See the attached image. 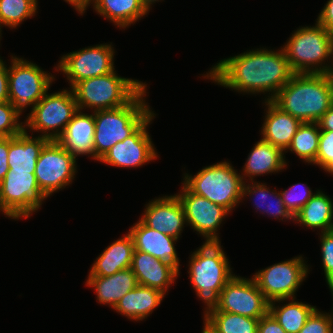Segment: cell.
<instances>
[{
    "label": "cell",
    "instance_id": "obj_1",
    "mask_svg": "<svg viewBox=\"0 0 333 333\" xmlns=\"http://www.w3.org/2000/svg\"><path fill=\"white\" fill-rule=\"evenodd\" d=\"M294 72L291 70L286 54L269 50H256L220 61L210 71V78L222 86L248 92H267L274 94L288 83Z\"/></svg>",
    "mask_w": 333,
    "mask_h": 333
},
{
    "label": "cell",
    "instance_id": "obj_2",
    "mask_svg": "<svg viewBox=\"0 0 333 333\" xmlns=\"http://www.w3.org/2000/svg\"><path fill=\"white\" fill-rule=\"evenodd\" d=\"M304 122H317L333 105V77L328 73H294L270 100Z\"/></svg>",
    "mask_w": 333,
    "mask_h": 333
},
{
    "label": "cell",
    "instance_id": "obj_3",
    "mask_svg": "<svg viewBox=\"0 0 333 333\" xmlns=\"http://www.w3.org/2000/svg\"><path fill=\"white\" fill-rule=\"evenodd\" d=\"M145 86L126 104L94 113V151L98 161L118 142L132 135L153 113L143 102Z\"/></svg>",
    "mask_w": 333,
    "mask_h": 333
},
{
    "label": "cell",
    "instance_id": "obj_4",
    "mask_svg": "<svg viewBox=\"0 0 333 333\" xmlns=\"http://www.w3.org/2000/svg\"><path fill=\"white\" fill-rule=\"evenodd\" d=\"M190 279L196 294L207 304L206 315L216 310L221 290L234 276L219 242H206L191 258Z\"/></svg>",
    "mask_w": 333,
    "mask_h": 333
},
{
    "label": "cell",
    "instance_id": "obj_5",
    "mask_svg": "<svg viewBox=\"0 0 333 333\" xmlns=\"http://www.w3.org/2000/svg\"><path fill=\"white\" fill-rule=\"evenodd\" d=\"M144 86L146 85L138 80L121 78L113 71L82 80L72 90L78 110L88 106L96 107L97 111L126 105Z\"/></svg>",
    "mask_w": 333,
    "mask_h": 333
},
{
    "label": "cell",
    "instance_id": "obj_6",
    "mask_svg": "<svg viewBox=\"0 0 333 333\" xmlns=\"http://www.w3.org/2000/svg\"><path fill=\"white\" fill-rule=\"evenodd\" d=\"M283 50L294 73H332L333 69L327 66L311 69L333 54V35L318 21L315 27L297 30Z\"/></svg>",
    "mask_w": 333,
    "mask_h": 333
},
{
    "label": "cell",
    "instance_id": "obj_7",
    "mask_svg": "<svg viewBox=\"0 0 333 333\" xmlns=\"http://www.w3.org/2000/svg\"><path fill=\"white\" fill-rule=\"evenodd\" d=\"M184 185L194 194L221 205L228 211L242 198L243 176L227 162L203 168L194 177L185 176Z\"/></svg>",
    "mask_w": 333,
    "mask_h": 333
},
{
    "label": "cell",
    "instance_id": "obj_8",
    "mask_svg": "<svg viewBox=\"0 0 333 333\" xmlns=\"http://www.w3.org/2000/svg\"><path fill=\"white\" fill-rule=\"evenodd\" d=\"M45 198L34 173L9 170L0 182V210L9 217H29Z\"/></svg>",
    "mask_w": 333,
    "mask_h": 333
},
{
    "label": "cell",
    "instance_id": "obj_9",
    "mask_svg": "<svg viewBox=\"0 0 333 333\" xmlns=\"http://www.w3.org/2000/svg\"><path fill=\"white\" fill-rule=\"evenodd\" d=\"M52 79L37 65L13 57L8 69L9 102L19 114L27 105L34 107L47 93Z\"/></svg>",
    "mask_w": 333,
    "mask_h": 333
},
{
    "label": "cell",
    "instance_id": "obj_10",
    "mask_svg": "<svg viewBox=\"0 0 333 333\" xmlns=\"http://www.w3.org/2000/svg\"><path fill=\"white\" fill-rule=\"evenodd\" d=\"M75 159L57 140H49L44 145L34 174L41 192L46 197L72 181L76 170Z\"/></svg>",
    "mask_w": 333,
    "mask_h": 333
},
{
    "label": "cell",
    "instance_id": "obj_11",
    "mask_svg": "<svg viewBox=\"0 0 333 333\" xmlns=\"http://www.w3.org/2000/svg\"><path fill=\"white\" fill-rule=\"evenodd\" d=\"M78 111L76 98L73 90H67L48 95L47 93L32 108L31 114L26 120V126L31 129L42 130L45 133L49 130L61 127L60 132L46 133L43 136L49 140H56L64 131L67 124L72 120Z\"/></svg>",
    "mask_w": 333,
    "mask_h": 333
},
{
    "label": "cell",
    "instance_id": "obj_12",
    "mask_svg": "<svg viewBox=\"0 0 333 333\" xmlns=\"http://www.w3.org/2000/svg\"><path fill=\"white\" fill-rule=\"evenodd\" d=\"M306 266L301 257H296L259 271L253 279L269 303L282 301L293 297L306 277Z\"/></svg>",
    "mask_w": 333,
    "mask_h": 333
},
{
    "label": "cell",
    "instance_id": "obj_13",
    "mask_svg": "<svg viewBox=\"0 0 333 333\" xmlns=\"http://www.w3.org/2000/svg\"><path fill=\"white\" fill-rule=\"evenodd\" d=\"M216 310L260 319L268 313L269 302L254 279L233 276L221 290Z\"/></svg>",
    "mask_w": 333,
    "mask_h": 333
},
{
    "label": "cell",
    "instance_id": "obj_14",
    "mask_svg": "<svg viewBox=\"0 0 333 333\" xmlns=\"http://www.w3.org/2000/svg\"><path fill=\"white\" fill-rule=\"evenodd\" d=\"M111 45H99L72 52L62 57L59 69L67 74L71 88L78 82L114 71Z\"/></svg>",
    "mask_w": 333,
    "mask_h": 333
},
{
    "label": "cell",
    "instance_id": "obj_15",
    "mask_svg": "<svg viewBox=\"0 0 333 333\" xmlns=\"http://www.w3.org/2000/svg\"><path fill=\"white\" fill-rule=\"evenodd\" d=\"M182 190L183 194L177 197L183 205L186 222L205 236L206 242H219L215 231L229 211L221 205L192 193L185 185Z\"/></svg>",
    "mask_w": 333,
    "mask_h": 333
},
{
    "label": "cell",
    "instance_id": "obj_16",
    "mask_svg": "<svg viewBox=\"0 0 333 333\" xmlns=\"http://www.w3.org/2000/svg\"><path fill=\"white\" fill-rule=\"evenodd\" d=\"M153 116L154 114L124 141L111 147L99 161L119 167H136L156 158L155 150L146 130Z\"/></svg>",
    "mask_w": 333,
    "mask_h": 333
},
{
    "label": "cell",
    "instance_id": "obj_17",
    "mask_svg": "<svg viewBox=\"0 0 333 333\" xmlns=\"http://www.w3.org/2000/svg\"><path fill=\"white\" fill-rule=\"evenodd\" d=\"M141 221L151 229L178 239L186 217L180 199L174 195L149 203Z\"/></svg>",
    "mask_w": 333,
    "mask_h": 333
},
{
    "label": "cell",
    "instance_id": "obj_18",
    "mask_svg": "<svg viewBox=\"0 0 333 333\" xmlns=\"http://www.w3.org/2000/svg\"><path fill=\"white\" fill-rule=\"evenodd\" d=\"M131 269L139 285L151 287L164 294L179 272L173 265L138 250L133 252Z\"/></svg>",
    "mask_w": 333,
    "mask_h": 333
},
{
    "label": "cell",
    "instance_id": "obj_19",
    "mask_svg": "<svg viewBox=\"0 0 333 333\" xmlns=\"http://www.w3.org/2000/svg\"><path fill=\"white\" fill-rule=\"evenodd\" d=\"M129 234L135 250L146 252L158 260L165 261L179 271V260L174 247L176 238L151 229L141 220L131 227Z\"/></svg>",
    "mask_w": 333,
    "mask_h": 333
},
{
    "label": "cell",
    "instance_id": "obj_20",
    "mask_svg": "<svg viewBox=\"0 0 333 333\" xmlns=\"http://www.w3.org/2000/svg\"><path fill=\"white\" fill-rule=\"evenodd\" d=\"M94 133V115L82 114L78 110L56 140L75 157L90 154L95 159Z\"/></svg>",
    "mask_w": 333,
    "mask_h": 333
},
{
    "label": "cell",
    "instance_id": "obj_21",
    "mask_svg": "<svg viewBox=\"0 0 333 333\" xmlns=\"http://www.w3.org/2000/svg\"><path fill=\"white\" fill-rule=\"evenodd\" d=\"M48 141L43 135L32 139L25 129L9 137V170L34 173L40 152Z\"/></svg>",
    "mask_w": 333,
    "mask_h": 333
},
{
    "label": "cell",
    "instance_id": "obj_22",
    "mask_svg": "<svg viewBox=\"0 0 333 333\" xmlns=\"http://www.w3.org/2000/svg\"><path fill=\"white\" fill-rule=\"evenodd\" d=\"M265 103H267L268 111L262 130V140L279 147L283 151L287 150L302 122L280 110L270 100Z\"/></svg>",
    "mask_w": 333,
    "mask_h": 333
},
{
    "label": "cell",
    "instance_id": "obj_23",
    "mask_svg": "<svg viewBox=\"0 0 333 333\" xmlns=\"http://www.w3.org/2000/svg\"><path fill=\"white\" fill-rule=\"evenodd\" d=\"M87 285L95 287L100 303H109L114 308L125 294L139 284L132 269L128 268L111 276H89Z\"/></svg>",
    "mask_w": 333,
    "mask_h": 333
},
{
    "label": "cell",
    "instance_id": "obj_24",
    "mask_svg": "<svg viewBox=\"0 0 333 333\" xmlns=\"http://www.w3.org/2000/svg\"><path fill=\"white\" fill-rule=\"evenodd\" d=\"M134 250L132 237L128 233L104 250L91 267L89 276H111L131 268Z\"/></svg>",
    "mask_w": 333,
    "mask_h": 333
},
{
    "label": "cell",
    "instance_id": "obj_25",
    "mask_svg": "<svg viewBox=\"0 0 333 333\" xmlns=\"http://www.w3.org/2000/svg\"><path fill=\"white\" fill-rule=\"evenodd\" d=\"M164 293L151 287L138 285L125 294L114 309L130 319L142 320L162 301Z\"/></svg>",
    "mask_w": 333,
    "mask_h": 333
},
{
    "label": "cell",
    "instance_id": "obj_26",
    "mask_svg": "<svg viewBox=\"0 0 333 333\" xmlns=\"http://www.w3.org/2000/svg\"><path fill=\"white\" fill-rule=\"evenodd\" d=\"M294 219L300 224L311 228H321L323 231L333 230V203L325 194L317 191L301 208Z\"/></svg>",
    "mask_w": 333,
    "mask_h": 333
},
{
    "label": "cell",
    "instance_id": "obj_27",
    "mask_svg": "<svg viewBox=\"0 0 333 333\" xmlns=\"http://www.w3.org/2000/svg\"><path fill=\"white\" fill-rule=\"evenodd\" d=\"M284 161L282 149L261 139L252 149L244 172L253 177L257 174L279 171L286 166Z\"/></svg>",
    "mask_w": 333,
    "mask_h": 333
},
{
    "label": "cell",
    "instance_id": "obj_28",
    "mask_svg": "<svg viewBox=\"0 0 333 333\" xmlns=\"http://www.w3.org/2000/svg\"><path fill=\"white\" fill-rule=\"evenodd\" d=\"M93 2L99 14L120 27H126L147 14L140 0H94Z\"/></svg>",
    "mask_w": 333,
    "mask_h": 333
},
{
    "label": "cell",
    "instance_id": "obj_29",
    "mask_svg": "<svg viewBox=\"0 0 333 333\" xmlns=\"http://www.w3.org/2000/svg\"><path fill=\"white\" fill-rule=\"evenodd\" d=\"M259 319L214 310L205 315V326L213 333H257Z\"/></svg>",
    "mask_w": 333,
    "mask_h": 333
},
{
    "label": "cell",
    "instance_id": "obj_30",
    "mask_svg": "<svg viewBox=\"0 0 333 333\" xmlns=\"http://www.w3.org/2000/svg\"><path fill=\"white\" fill-rule=\"evenodd\" d=\"M273 301L269 303V313L277 320L286 333H298L305 325L306 320L316 309L302 302H290L283 307H274Z\"/></svg>",
    "mask_w": 333,
    "mask_h": 333
},
{
    "label": "cell",
    "instance_id": "obj_31",
    "mask_svg": "<svg viewBox=\"0 0 333 333\" xmlns=\"http://www.w3.org/2000/svg\"><path fill=\"white\" fill-rule=\"evenodd\" d=\"M318 127V128H317ZM317 122L302 123L293 136L287 149L294 151L306 162L314 163L319 148L320 132Z\"/></svg>",
    "mask_w": 333,
    "mask_h": 333
},
{
    "label": "cell",
    "instance_id": "obj_32",
    "mask_svg": "<svg viewBox=\"0 0 333 333\" xmlns=\"http://www.w3.org/2000/svg\"><path fill=\"white\" fill-rule=\"evenodd\" d=\"M36 0H0V23L16 27L36 12Z\"/></svg>",
    "mask_w": 333,
    "mask_h": 333
},
{
    "label": "cell",
    "instance_id": "obj_33",
    "mask_svg": "<svg viewBox=\"0 0 333 333\" xmlns=\"http://www.w3.org/2000/svg\"><path fill=\"white\" fill-rule=\"evenodd\" d=\"M253 185L254 186H252V188H251V186H249V185L246 186L243 183L242 197H244V195H247V193H249V195H250V193H252V195H253V193H255L257 195L259 194L258 197L261 198V199H263V203H264L265 202V200H264L265 198H267L268 196L274 195L273 192L270 195V193H269L270 191H268V189L266 188L265 185L255 184V183ZM251 189H253V190H251ZM274 197L277 200L276 204L274 202L273 203L275 205L272 204V203L271 204H267V205L265 204L266 208L268 209V210L266 209V212L270 213L271 215H274V217H276V218H278L279 216H282L283 218H287V219H292L293 218L294 219V216L289 212V210L284 205V202L282 201V197H281L280 193H277V195H274ZM259 202H260V200H259ZM255 205H257L256 206L257 208H260V205H258V204H255ZM274 206L276 207L275 208L276 212L275 211L269 212V210L271 208H274Z\"/></svg>",
    "mask_w": 333,
    "mask_h": 333
},
{
    "label": "cell",
    "instance_id": "obj_34",
    "mask_svg": "<svg viewBox=\"0 0 333 333\" xmlns=\"http://www.w3.org/2000/svg\"><path fill=\"white\" fill-rule=\"evenodd\" d=\"M19 116L11 102H0V137H13L25 129L17 123Z\"/></svg>",
    "mask_w": 333,
    "mask_h": 333
},
{
    "label": "cell",
    "instance_id": "obj_35",
    "mask_svg": "<svg viewBox=\"0 0 333 333\" xmlns=\"http://www.w3.org/2000/svg\"><path fill=\"white\" fill-rule=\"evenodd\" d=\"M299 184H295L291 186L290 192L288 190H284L280 193L282 197V201L284 202V205L289 210V212L295 217L296 214L301 210V208L311 199V197L314 195L312 194L311 190L307 188L304 191L301 190L300 193L298 189ZM298 187V188H297Z\"/></svg>",
    "mask_w": 333,
    "mask_h": 333
},
{
    "label": "cell",
    "instance_id": "obj_36",
    "mask_svg": "<svg viewBox=\"0 0 333 333\" xmlns=\"http://www.w3.org/2000/svg\"><path fill=\"white\" fill-rule=\"evenodd\" d=\"M315 164L333 174V131H321Z\"/></svg>",
    "mask_w": 333,
    "mask_h": 333
},
{
    "label": "cell",
    "instance_id": "obj_37",
    "mask_svg": "<svg viewBox=\"0 0 333 333\" xmlns=\"http://www.w3.org/2000/svg\"><path fill=\"white\" fill-rule=\"evenodd\" d=\"M298 333H333V316L322 314L315 309Z\"/></svg>",
    "mask_w": 333,
    "mask_h": 333
},
{
    "label": "cell",
    "instance_id": "obj_38",
    "mask_svg": "<svg viewBox=\"0 0 333 333\" xmlns=\"http://www.w3.org/2000/svg\"><path fill=\"white\" fill-rule=\"evenodd\" d=\"M321 240L325 277L333 294V230L322 232Z\"/></svg>",
    "mask_w": 333,
    "mask_h": 333
},
{
    "label": "cell",
    "instance_id": "obj_39",
    "mask_svg": "<svg viewBox=\"0 0 333 333\" xmlns=\"http://www.w3.org/2000/svg\"><path fill=\"white\" fill-rule=\"evenodd\" d=\"M257 333H286L277 320L268 312L258 322Z\"/></svg>",
    "mask_w": 333,
    "mask_h": 333
},
{
    "label": "cell",
    "instance_id": "obj_40",
    "mask_svg": "<svg viewBox=\"0 0 333 333\" xmlns=\"http://www.w3.org/2000/svg\"><path fill=\"white\" fill-rule=\"evenodd\" d=\"M9 137H0V182L9 171Z\"/></svg>",
    "mask_w": 333,
    "mask_h": 333
},
{
    "label": "cell",
    "instance_id": "obj_41",
    "mask_svg": "<svg viewBox=\"0 0 333 333\" xmlns=\"http://www.w3.org/2000/svg\"><path fill=\"white\" fill-rule=\"evenodd\" d=\"M317 21L333 35V0H329L324 6Z\"/></svg>",
    "mask_w": 333,
    "mask_h": 333
},
{
    "label": "cell",
    "instance_id": "obj_42",
    "mask_svg": "<svg viewBox=\"0 0 333 333\" xmlns=\"http://www.w3.org/2000/svg\"><path fill=\"white\" fill-rule=\"evenodd\" d=\"M9 101L8 69L0 59V102Z\"/></svg>",
    "mask_w": 333,
    "mask_h": 333
},
{
    "label": "cell",
    "instance_id": "obj_43",
    "mask_svg": "<svg viewBox=\"0 0 333 333\" xmlns=\"http://www.w3.org/2000/svg\"><path fill=\"white\" fill-rule=\"evenodd\" d=\"M321 131H333V105L317 121Z\"/></svg>",
    "mask_w": 333,
    "mask_h": 333
},
{
    "label": "cell",
    "instance_id": "obj_44",
    "mask_svg": "<svg viewBox=\"0 0 333 333\" xmlns=\"http://www.w3.org/2000/svg\"><path fill=\"white\" fill-rule=\"evenodd\" d=\"M67 2L71 3V5H74V7L80 12L83 13V11L86 9V7L90 4L91 0H66ZM94 1V0H93Z\"/></svg>",
    "mask_w": 333,
    "mask_h": 333
},
{
    "label": "cell",
    "instance_id": "obj_45",
    "mask_svg": "<svg viewBox=\"0 0 333 333\" xmlns=\"http://www.w3.org/2000/svg\"><path fill=\"white\" fill-rule=\"evenodd\" d=\"M142 5L145 7L147 11H149L150 4L156 0H140ZM158 1V0H157Z\"/></svg>",
    "mask_w": 333,
    "mask_h": 333
},
{
    "label": "cell",
    "instance_id": "obj_46",
    "mask_svg": "<svg viewBox=\"0 0 333 333\" xmlns=\"http://www.w3.org/2000/svg\"><path fill=\"white\" fill-rule=\"evenodd\" d=\"M202 333H213L210 331L206 326H204L203 332Z\"/></svg>",
    "mask_w": 333,
    "mask_h": 333
}]
</instances>
